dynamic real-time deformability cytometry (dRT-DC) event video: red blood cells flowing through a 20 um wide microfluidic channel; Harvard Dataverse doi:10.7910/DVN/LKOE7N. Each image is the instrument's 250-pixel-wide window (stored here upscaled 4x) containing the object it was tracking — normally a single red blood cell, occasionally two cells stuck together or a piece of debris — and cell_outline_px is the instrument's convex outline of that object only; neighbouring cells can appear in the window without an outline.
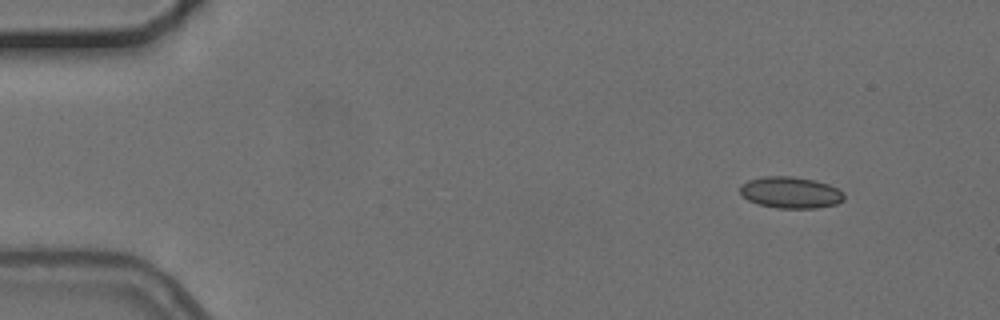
{"species": "common noctule bat (a hibernating species)", "species_latin": "Nyctalus noctula", "temperature_condition": "cold", "stored_images_in_passage": 4, "camera_frame_rate_fps": 3000, "um_per_image_px": 0.085, "animal": {"sex": "female", "body_mass_g": 24.6, "forearm_length_mm": 56.2}, "frame": {"image": 1, "passage_image": 1, "time_ms": 0.0, "image_size_px": [1000, 320], "cell_outline_px": [[844, 200], [836, 204], [816, 208], [776, 208], [756, 204], [748, 200], [740, 192], [740, 188], [748, 180], [764, 176], [792, 176], [816, 180], [828, 184], [844, 192]], "centroid_in_image_um": [67.21, 16.36], "position_along_channel_um": 17.8, "area_um2": 19.13}}
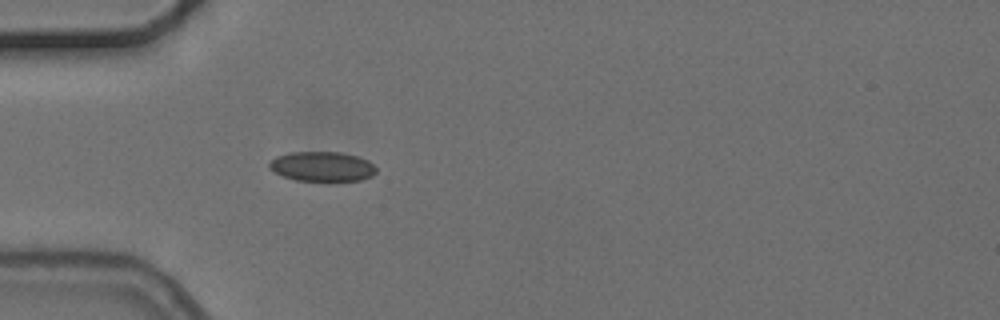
{"frame": {"image": 2, "passage_image": 4, "time_ms": 3.667, "image_size_px": [1000, 320], "cell_outline_px": [[376, 172], [372, 176], [360, 180], [296, 180], [284, 176], [268, 168], [268, 164], [276, 156], [292, 152], [340, 152], [356, 156], [368, 160], [376, 168]], "centroid_in_image_um": [27.38, 14.14], "position_along_channel_um": 57.6, "area_um2": 18.26}}